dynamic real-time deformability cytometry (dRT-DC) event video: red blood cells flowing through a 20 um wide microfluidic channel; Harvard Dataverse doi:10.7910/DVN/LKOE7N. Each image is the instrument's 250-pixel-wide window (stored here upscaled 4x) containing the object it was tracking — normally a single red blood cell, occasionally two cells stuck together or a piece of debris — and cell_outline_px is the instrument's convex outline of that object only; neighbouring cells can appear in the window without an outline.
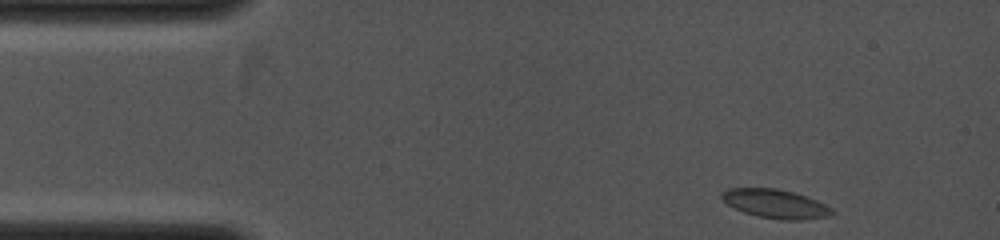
{"species": "common noctule bat (a hibernating species)", "species_latin": "Nyctalus noctula", "temperature_condition": "cold", "stored_images_in_passage": 48, "camera_frame_rate_fps": 4000, "um_per_image_px": 0.085, "animal": {"sex": "female", "body_mass_g": 19.0, "forearm_length_mm": 53.3}, "frame": {"image": 1, "passage_image": 1, "time_ms": 0.0, "image_size_px": [1000, 240], "cell_outline_px": [[836, 212], [832, 216], [800, 220], [784, 220], [756, 216], [744, 212], [728, 204], [720, 196], [720, 192], [728, 188], [776, 188], [792, 192], [816, 200], [832, 208]], "centroid_in_image_um": [65.93, 17.33], "position_along_channel_um": 19.1, "area_um2": 18.5}}
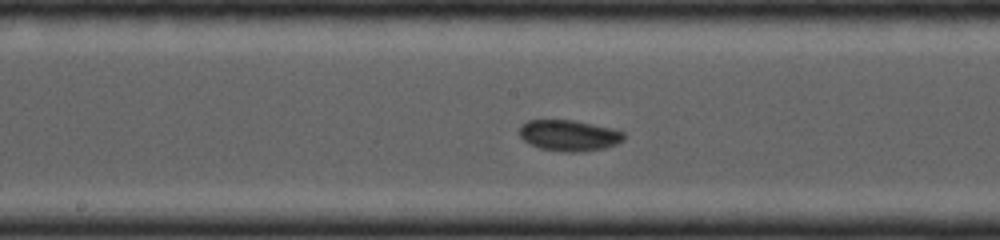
{"frame": {"image": 2, "passage_image": 21, "time_ms": 5.0, "image_size_px": [1000, 240], "cell_outline_px": [[624, 140], [616, 144], [604, 148], [576, 152], [568, 152], [540, 148], [524, 140], [520, 136], [520, 124], [528, 120], [572, 120], [612, 128], [624, 132]], "centroid_in_image_um": [48.37, 11.5], "position_along_channel_um": 199.8, "area_um2": 18.67}}
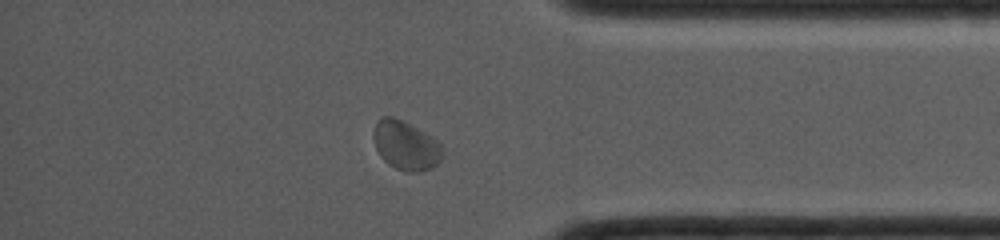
{"frame": {"image": 3, "passage_image": 41, "time_ms": 9.0, "image_size_px": [1000, 240], "cell_outline_px": [[444, 152], [440, 160], [432, 168], [416, 172], [408, 172], [396, 168], [388, 164], [380, 156], [376, 148], [372, 136], [372, 132], [376, 120], [384, 116], [392, 116], [404, 120], [440, 140], [444, 148]], "centroid_in_image_um": [34.5, 12.33], "position_along_channel_um": 400.7, "area_um2": 20.29}}